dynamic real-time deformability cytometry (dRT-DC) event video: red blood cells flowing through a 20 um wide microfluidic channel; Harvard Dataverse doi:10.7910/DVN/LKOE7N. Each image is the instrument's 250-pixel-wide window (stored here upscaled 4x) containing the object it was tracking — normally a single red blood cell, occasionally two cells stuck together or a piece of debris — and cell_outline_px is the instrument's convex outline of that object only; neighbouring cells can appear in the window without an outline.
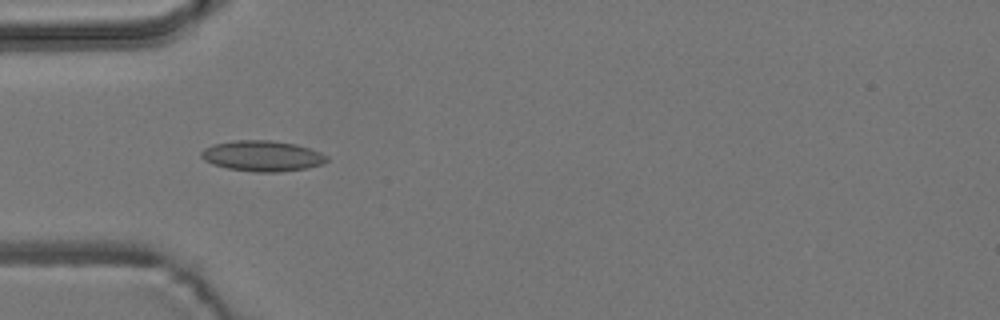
{"species": "common noctule bat (a hibernating species)", "species_latin": "Nyctalus noctula", "temperature_condition": "room temperature", "stored_images_in_passage": 4, "camera_frame_rate_fps": 3000, "um_per_image_px": 0.085, "animal": {"sex": "male", "body_mass_g": 19.2, "forearm_length_mm": 51.8}, "frame": {"image": 1, "passage_image": 3, "time_ms": 3.667, "image_size_px": [1000, 320], "cell_outline_px": [[328, 160], [324, 164], [308, 168], [280, 172], [252, 172], [228, 168], [212, 164], [204, 160], [200, 156], [200, 152], [204, 148], [212, 144], [232, 140], [272, 140], [296, 144], [320, 152], [328, 156]], "centroid_in_image_um": [22.29, 13.25], "position_along_channel_um": 62.7, "area_um2": 22.72}}
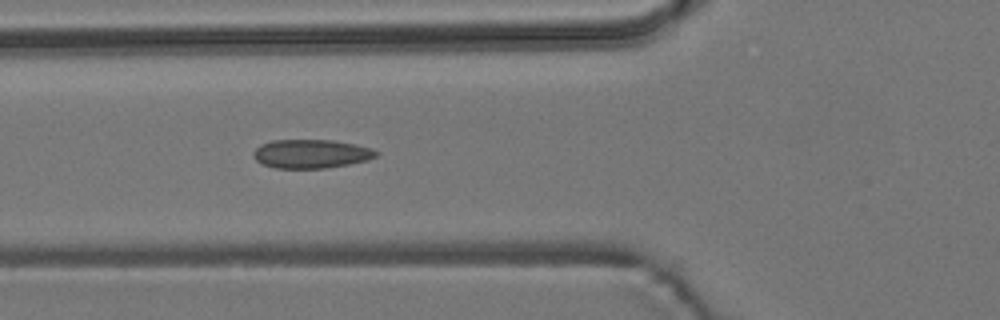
{"frame": {"image": 2, "passage_image": 4, "time_ms": 4.667, "image_size_px": [1000, 320], "cell_outline_px": [[380, 152], [376, 156], [368, 160], [348, 164], [324, 168], [276, 168], [264, 164], [256, 160], [252, 156], [252, 152], [260, 144], [272, 140], [332, 140], [356, 144], [372, 148]], "centroid_in_image_um": [26.45, 13.06], "position_along_channel_um": 99.4, "area_um2": 20.63}}